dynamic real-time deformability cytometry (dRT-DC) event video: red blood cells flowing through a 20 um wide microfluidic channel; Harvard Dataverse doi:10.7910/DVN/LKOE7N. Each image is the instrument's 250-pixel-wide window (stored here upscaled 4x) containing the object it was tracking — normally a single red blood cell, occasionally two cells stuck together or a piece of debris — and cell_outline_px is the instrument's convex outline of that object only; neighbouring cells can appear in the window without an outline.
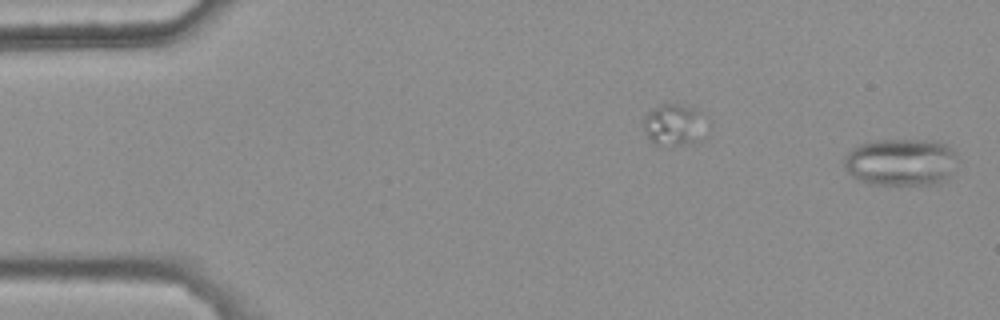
{"species": "common noctule bat (a hibernating species)", "species_latin": "Nyctalus noctula", "temperature_condition": "warm", "stored_images_in_passage": 12, "camera_frame_rate_fps": 3000, "um_per_image_px": 0.085, "animal": {"sex": "female", "body_mass_g": 25.1}, "frame": {"image": 1, "passage_image": 1, "time_ms": 0.0, "image_size_px": [1000, 320], "cell_outline_px": [[956, 156], [948, 180], [936, 184], [868, 184], [852, 176], [848, 172], [844, 164], [844, 160], [848, 152], [852, 148], [860, 144], [876, 140], [936, 140], [952, 148], [956, 152]], "centroid_in_image_um": [76.58, 13.77], "position_along_channel_um": 8.4, "area_um2": 31.21}}